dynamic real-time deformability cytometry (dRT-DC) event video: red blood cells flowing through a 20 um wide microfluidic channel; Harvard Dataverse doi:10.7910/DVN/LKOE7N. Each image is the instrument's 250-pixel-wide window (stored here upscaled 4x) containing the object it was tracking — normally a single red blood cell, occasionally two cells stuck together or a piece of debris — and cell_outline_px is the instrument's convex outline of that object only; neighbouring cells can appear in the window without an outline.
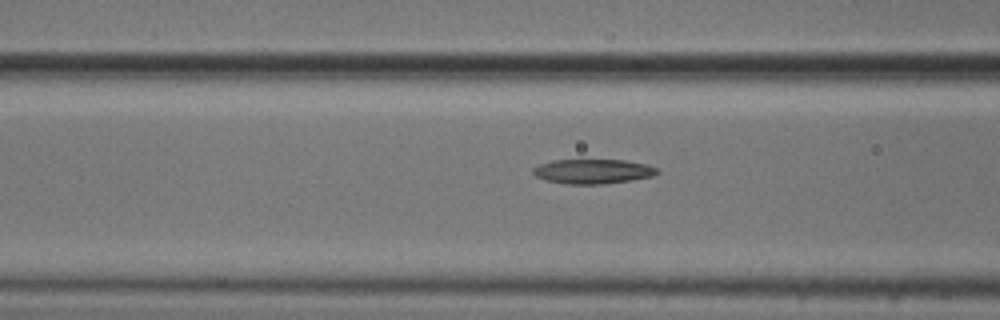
{"species": "common noctule bat (a hibernating species)", "species_latin": "Nyctalus noctula", "temperature_condition": "cold", "stored_images_in_passage": 6, "camera_frame_rate_fps": 3000, "um_per_image_px": 0.085, "animal": {"sex": "male", "body_mass_g": 20.5, "forearm_length_mm": 52.5}, "frame": {"image": 1, "passage_image": 4, "time_ms": 1.0, "image_size_px": [1000, 320], "cell_outline_px": [[660, 172], [652, 176], [632, 180], [604, 184], [564, 184], [544, 180], [536, 176], [532, 172], [532, 168], [540, 164], [552, 160], [624, 160], [648, 164], [656, 168]], "centroid_in_image_um": [50.38, 14.57], "position_along_channel_um": 116.2, "area_um2": 17.92}}